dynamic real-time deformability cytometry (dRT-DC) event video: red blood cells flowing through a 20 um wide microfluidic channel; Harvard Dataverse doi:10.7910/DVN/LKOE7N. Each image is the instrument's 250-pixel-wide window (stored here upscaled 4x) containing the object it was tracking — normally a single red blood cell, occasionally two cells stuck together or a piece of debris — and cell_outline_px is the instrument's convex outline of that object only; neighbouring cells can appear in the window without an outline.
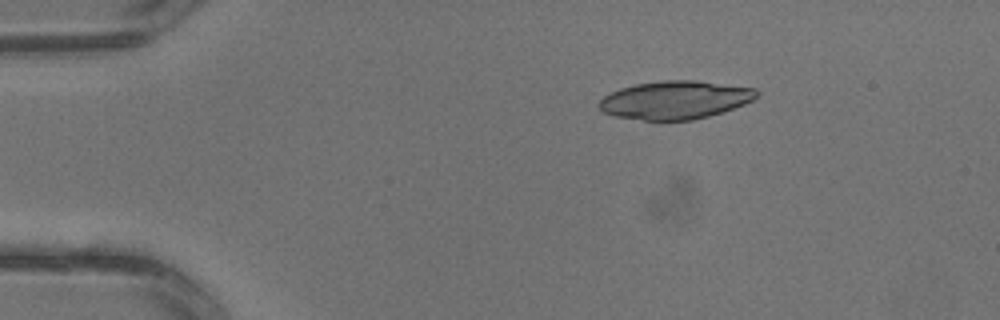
{"species": "common noctule bat (a hibernating species)", "species_latin": "Nyctalus noctula", "temperature_condition": "warm", "stored_images_in_passage": 3, "camera_frame_rate_fps": 3000, "um_per_image_px": 0.085, "animal": {"sex": "male", "body_mass_g": 13.3}, "frame": {"image": 1, "passage_image": 1, "time_ms": 0.0, "image_size_px": [1000, 320], "cell_outline_px": [[760, 92], [752, 100], [744, 104], [708, 116], [692, 120], [644, 120], [616, 116], [604, 112], [596, 104], [604, 96], [620, 88], [636, 84], [660, 80], [696, 80], [756, 88]], "centroid_in_image_um": [57.38, 8.48], "position_along_channel_um": 27.6, "area_um2": 34.91}}